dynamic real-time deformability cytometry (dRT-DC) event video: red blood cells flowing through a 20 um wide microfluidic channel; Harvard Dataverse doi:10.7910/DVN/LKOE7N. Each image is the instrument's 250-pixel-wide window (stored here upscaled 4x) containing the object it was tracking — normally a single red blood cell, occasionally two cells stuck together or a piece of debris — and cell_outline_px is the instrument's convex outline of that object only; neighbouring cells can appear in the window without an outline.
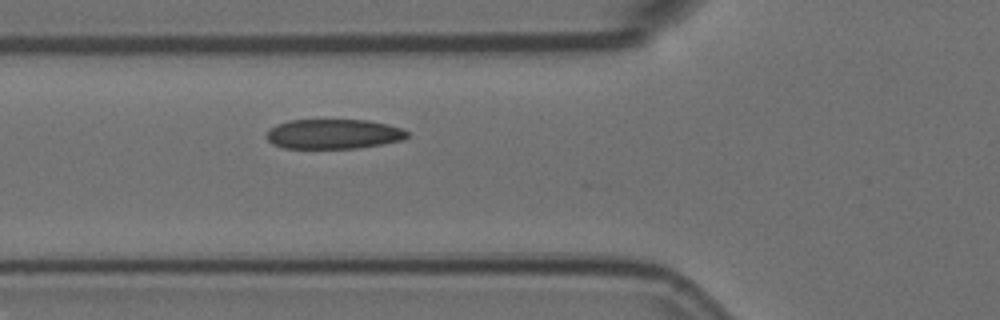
{"species": "Egyptian fruit bat (a non-hibernating species)", "species_latin": "Rousettus aegyptiacus", "temperature_condition": "room temperature", "stored_images_in_passage": 2, "camera_frame_rate_fps": 3000, "um_per_image_px": 0.085, "animal": {"sex": "female"}, "frame": {"image": 1, "passage_image": 2, "time_ms": 0.333, "image_size_px": [1000, 320], "cell_outline_px": [[408, 136], [404, 140], [356, 148], [284, 148], [272, 144], [268, 140], [268, 132], [276, 124], [288, 120], [368, 120], [388, 124], [404, 128], [408, 132]], "centroid_in_image_um": [28.39, 11.38], "position_along_channel_um": 97.4, "area_um2": 24.39}}